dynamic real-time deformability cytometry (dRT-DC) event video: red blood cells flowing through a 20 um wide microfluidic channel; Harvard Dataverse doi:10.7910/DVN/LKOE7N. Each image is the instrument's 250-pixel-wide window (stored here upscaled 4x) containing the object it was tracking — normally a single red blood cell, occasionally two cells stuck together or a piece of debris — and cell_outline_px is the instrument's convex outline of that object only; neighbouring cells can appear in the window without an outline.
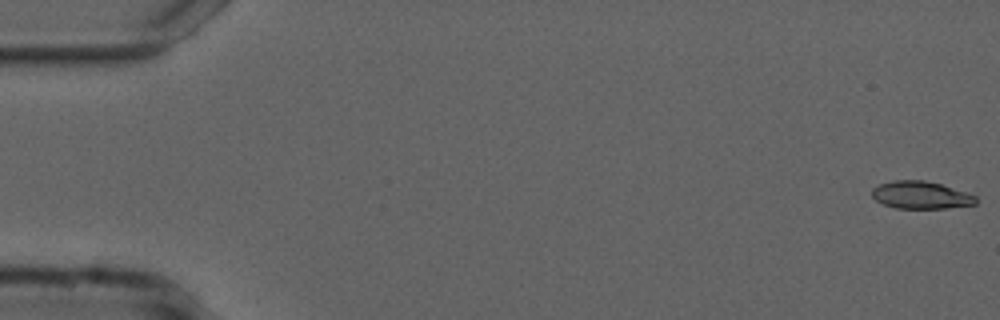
{"species": "common noctule bat (a hibernating species)", "species_latin": "Nyctalus noctula", "temperature_condition": "cold", "stored_images_in_passage": 55, "camera_frame_rate_fps": 3000, "um_per_image_px": 0.085, "animal": {"sex": "male", "forearm_length_mm": 52.5}, "frame": {"image": 1, "passage_image": 1, "time_ms": 0.0, "image_size_px": [1000, 320], "cell_outline_px": [[976, 204], [944, 208], [896, 208], [884, 204], [876, 200], [872, 196], [872, 188], [880, 184], [892, 180], [924, 180], [940, 184], [976, 196]], "centroid_in_image_um": [78.23, 16.57], "position_along_channel_um": 6.8, "area_um2": 16.42}}
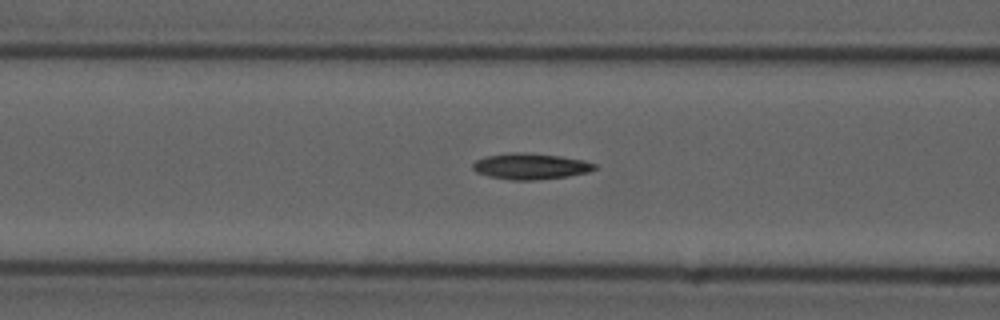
{"frame": {"image": 2, "passage_image": 22, "time_ms": 7.0, "image_size_px": [1000, 320], "cell_outline_px": [[596, 168], [588, 172], [568, 176], [532, 180], [512, 180], [488, 176], [476, 172], [472, 168], [472, 164], [476, 160], [484, 156], [508, 152], [524, 152], [560, 156], [584, 160], [596, 164]], "centroid_in_image_um": [45.06, 14.12], "position_along_channel_um": 121.5, "area_um2": 18.55}}
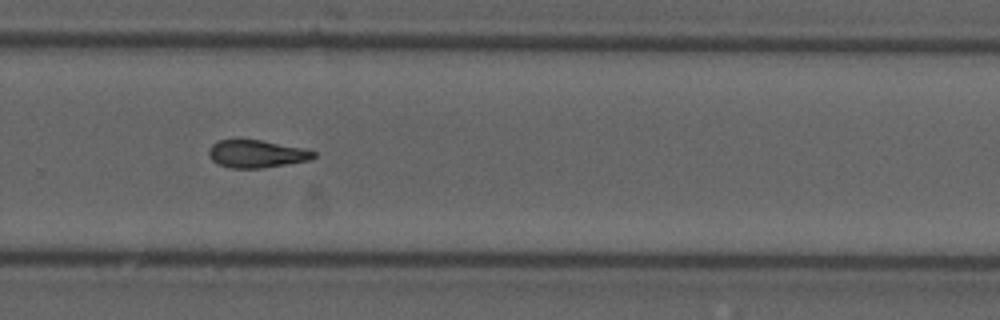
{"frame": {"image": 3, "passage_image": 37, "time_ms": 12.0, "image_size_px": [1000, 320], "cell_outline_px": [[316, 156], [308, 160], [288, 164], [260, 168], [232, 168], [216, 164], [208, 156], [208, 148], [212, 144], [220, 140], [260, 140], [304, 148], [316, 152]], "centroid_in_image_um": [21.78, 13.08], "position_along_channel_um": 308.0, "area_um2": 16.88}, "authors_computed_cell_mechanics": {"area_um2": 17.2244, "velocity_mm_per_s": 3.741, "shape_relaxation_time_tau1_ms": 8.3615, "shape_relaxation_time_tau2_ms": 8.5181, "deformation_change_tau1": 0.1743, "deformation_change_tau2": 0.1658}}